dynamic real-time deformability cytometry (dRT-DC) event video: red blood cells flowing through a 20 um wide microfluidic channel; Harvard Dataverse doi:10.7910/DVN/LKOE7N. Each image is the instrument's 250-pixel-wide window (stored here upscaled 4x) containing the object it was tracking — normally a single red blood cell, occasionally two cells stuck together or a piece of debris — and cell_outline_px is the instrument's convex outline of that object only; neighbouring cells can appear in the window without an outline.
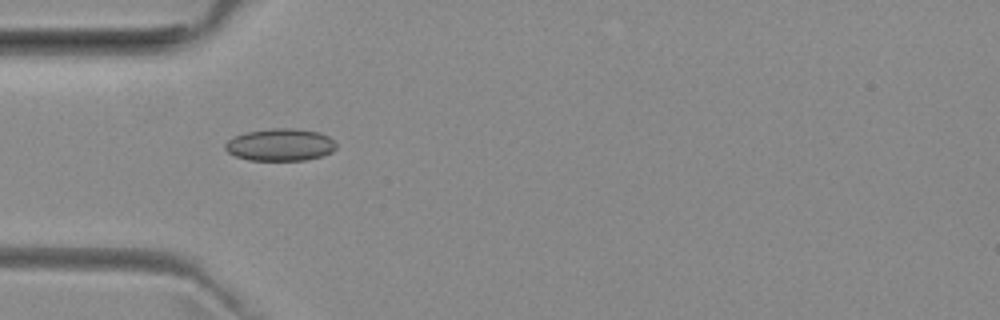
{"species": "common noctule bat (a hibernating species)", "species_latin": "Nyctalus noctula", "temperature_condition": "room temperature", "stored_images_in_passage": 12, "camera_frame_rate_fps": 3000, "um_per_image_px": 0.085, "animal": {"sex": "female", "body_mass_g": 29.2, "forearm_length_mm": 56.3}, "frame": {"image": 1, "passage_image": 2, "time_ms": 0.333, "image_size_px": [1000, 320], "cell_outline_px": [[336, 148], [332, 152], [320, 156], [304, 160], [248, 160], [236, 156], [228, 152], [224, 148], [224, 144], [232, 136], [244, 132], [272, 128], [292, 128], [320, 132], [328, 136], [336, 144]], "centroid_in_image_um": [23.79, 12.29], "position_along_channel_um": 61.2, "area_um2": 20.98}}
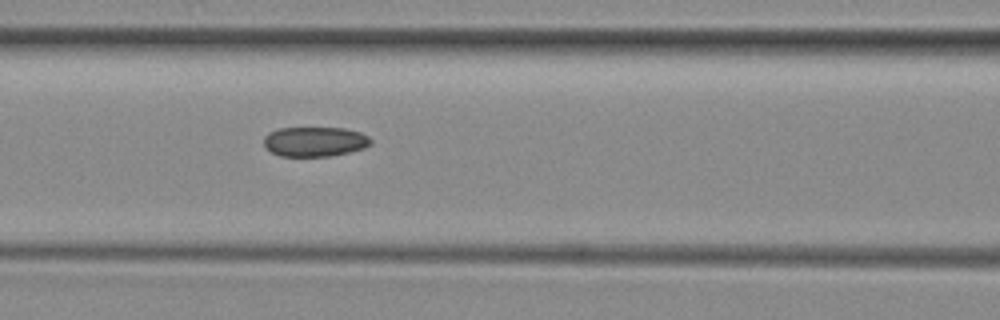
{"frame": {"image": 2, "passage_image": 8, "time_ms": 2.333, "image_size_px": [1000, 320], "cell_outline_px": [[372, 144], [364, 148], [332, 156], [280, 156], [272, 152], [264, 144], [264, 136], [268, 132], [276, 128], [344, 128], [360, 132], [368, 136], [372, 140]], "centroid_in_image_um": [26.76, 12.03], "position_along_channel_um": 139.8, "area_um2": 18.61}}
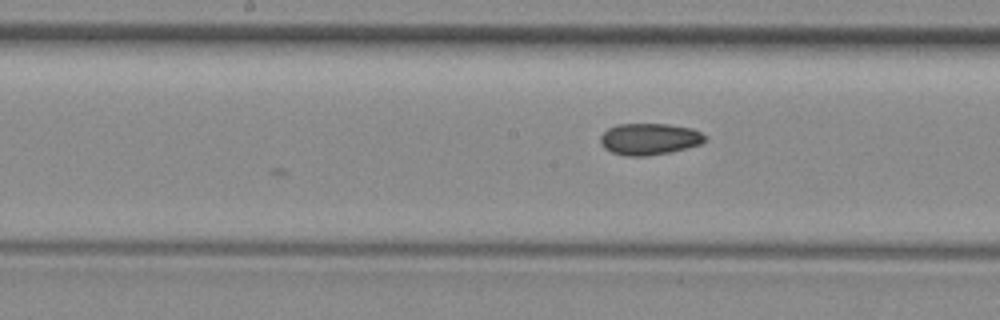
{"frame": {"image": 3, "passage_image": 12, "time_ms": 3.667, "image_size_px": [1000, 320], "cell_outline_px": [[708, 140], [700, 144], [688, 148], [672, 152], [644, 156], [624, 156], [612, 152], [604, 148], [600, 144], [600, 136], [608, 128], [616, 124], [668, 124], [692, 128], [708, 136]], "centroid_in_image_um": [55.22, 11.82], "position_along_channel_um": 193.0, "area_um2": 19.54}}